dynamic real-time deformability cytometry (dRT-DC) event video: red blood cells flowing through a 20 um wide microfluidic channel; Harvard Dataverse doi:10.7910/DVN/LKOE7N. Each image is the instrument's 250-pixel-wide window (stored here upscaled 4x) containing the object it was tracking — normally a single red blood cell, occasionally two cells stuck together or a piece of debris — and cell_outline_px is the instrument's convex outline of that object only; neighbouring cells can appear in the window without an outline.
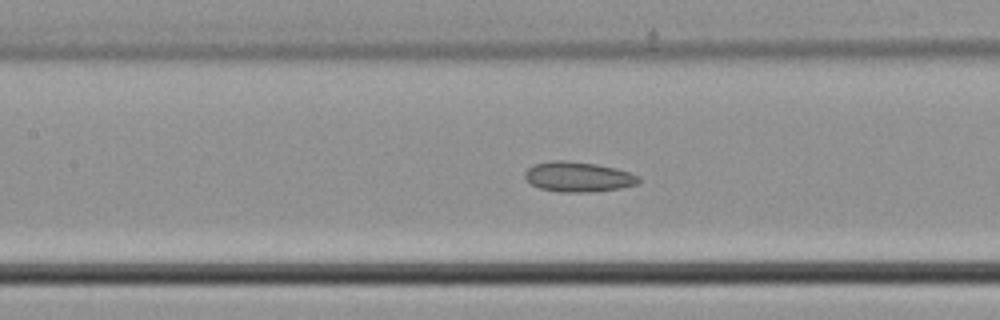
{"species": "common noctule bat (a hibernating species)", "species_latin": "Nyctalus noctula", "temperature_condition": "cold", "stored_images_in_passage": 47, "camera_frame_rate_fps": 3000, "um_per_image_px": 0.085, "animal": {"sex": "male", "body_mass_g": 21.5, "forearm_length_mm": 52.0}, "frame": {"image": 1, "passage_image": 21, "time_ms": 6.667, "image_size_px": [1000, 320], "cell_outline_px": [[640, 180], [636, 184], [620, 188], [588, 192], [560, 192], [540, 188], [532, 184], [524, 176], [524, 172], [528, 168], [536, 164], [552, 160], [564, 160], [596, 164], [616, 168], [640, 176]], "centroid_in_image_um": [49.14, 15.02], "position_along_channel_um": 158.3, "area_um2": 19.77}}
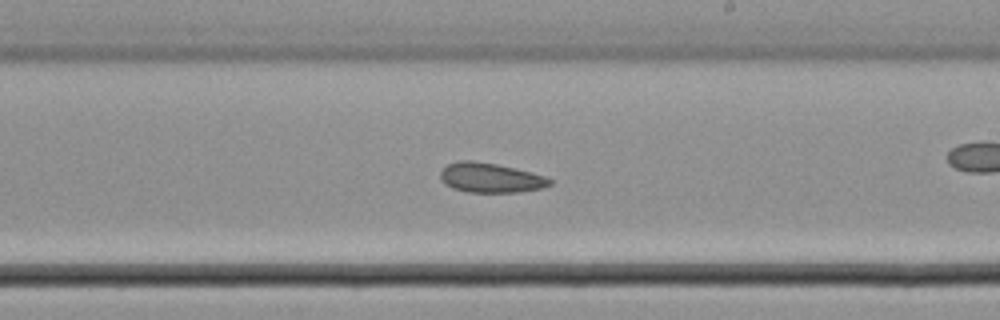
{"frame": {"image": 2, "passage_image": 27, "time_ms": 8.667, "image_size_px": [1000, 320], "cell_outline_px": [[552, 184], [544, 188], [520, 192], [468, 192], [452, 188], [444, 184], [440, 180], [440, 172], [448, 164], [460, 160], [472, 160], [496, 164], [544, 176], [552, 180]], "centroid_in_image_um": [41.66, 15.12], "position_along_channel_um": 247.3, "area_um2": 18.84}}